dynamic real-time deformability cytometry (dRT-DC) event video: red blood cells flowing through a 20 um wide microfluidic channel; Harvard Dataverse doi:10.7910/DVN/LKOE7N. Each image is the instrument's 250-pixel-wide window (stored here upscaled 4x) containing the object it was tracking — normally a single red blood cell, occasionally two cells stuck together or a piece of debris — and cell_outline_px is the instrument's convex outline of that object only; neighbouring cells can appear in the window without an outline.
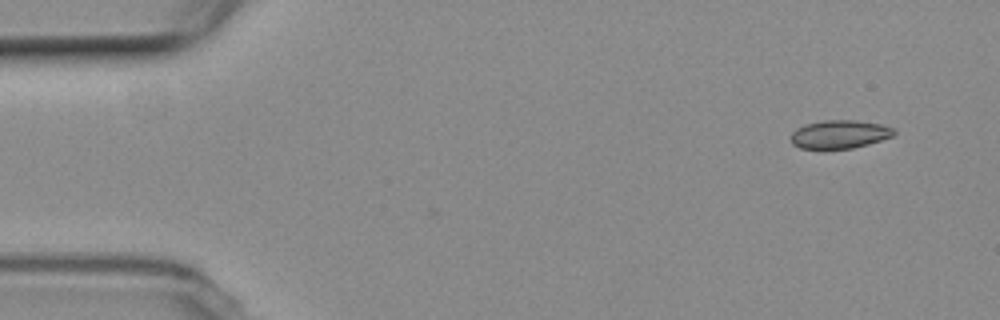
{"species": "common noctule bat (a hibernating species)", "species_latin": "Nyctalus noctula", "temperature_condition": "room temperature", "stored_images_in_passage": 5, "camera_frame_rate_fps": 3000, "um_per_image_px": 0.085, "animal": {"sex": "female", "body_mass_g": 19.3, "forearm_length_mm": 54.1}, "frame": {"image": 1, "passage_image": 1, "time_ms": 0.0, "image_size_px": [1000, 320], "cell_outline_px": [[896, 132], [892, 136], [868, 144], [852, 148], [820, 152], [800, 148], [792, 144], [792, 132], [796, 128], [804, 124], [824, 120], [856, 120], [880, 124], [892, 128]], "centroid_in_image_um": [71.29, 11.46], "position_along_channel_um": 13.7, "area_um2": 17.57}}
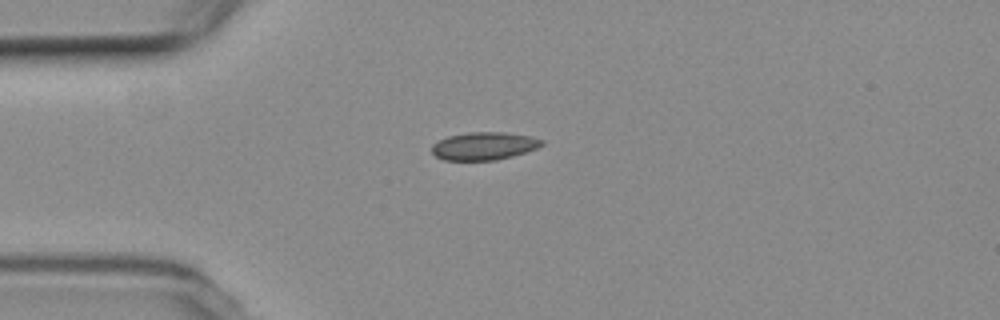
{"frame": {"image": 2, "passage_image": 4, "time_ms": 3.333, "image_size_px": [1000, 320], "cell_outline_px": [[544, 144], [536, 148], [512, 156], [496, 160], [444, 160], [436, 156], [432, 152], [432, 144], [448, 136], [468, 132], [504, 132], [532, 136], [544, 140]], "centroid_in_image_um": [41.15, 12.4], "position_along_channel_um": 43.9, "area_um2": 17.8}}